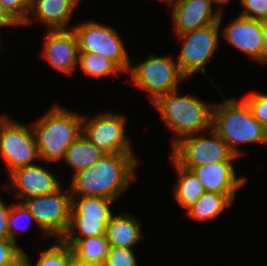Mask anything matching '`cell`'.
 <instances>
[{
    "label": "cell",
    "instance_id": "obj_1",
    "mask_svg": "<svg viewBox=\"0 0 267 266\" xmlns=\"http://www.w3.org/2000/svg\"><path fill=\"white\" fill-rule=\"evenodd\" d=\"M134 153L105 154L89 168L73 175L71 196H95L115 200L129 186L138 159Z\"/></svg>",
    "mask_w": 267,
    "mask_h": 266
},
{
    "label": "cell",
    "instance_id": "obj_2",
    "mask_svg": "<svg viewBox=\"0 0 267 266\" xmlns=\"http://www.w3.org/2000/svg\"><path fill=\"white\" fill-rule=\"evenodd\" d=\"M224 102L214 103L212 129L228 145L230 151L239 156V144L267 143V129L253 117L244 99L224 97Z\"/></svg>",
    "mask_w": 267,
    "mask_h": 266
},
{
    "label": "cell",
    "instance_id": "obj_3",
    "mask_svg": "<svg viewBox=\"0 0 267 266\" xmlns=\"http://www.w3.org/2000/svg\"><path fill=\"white\" fill-rule=\"evenodd\" d=\"M81 114L57 104L31 125L39 160L45 162L64 158L67 148L82 134Z\"/></svg>",
    "mask_w": 267,
    "mask_h": 266
},
{
    "label": "cell",
    "instance_id": "obj_4",
    "mask_svg": "<svg viewBox=\"0 0 267 266\" xmlns=\"http://www.w3.org/2000/svg\"><path fill=\"white\" fill-rule=\"evenodd\" d=\"M176 91L159 97L152 105L165 124L175 133L172 146L182 137L212 129L213 104L190 95L180 96ZM207 130V131H206Z\"/></svg>",
    "mask_w": 267,
    "mask_h": 266
},
{
    "label": "cell",
    "instance_id": "obj_5",
    "mask_svg": "<svg viewBox=\"0 0 267 266\" xmlns=\"http://www.w3.org/2000/svg\"><path fill=\"white\" fill-rule=\"evenodd\" d=\"M134 86L148 92L149 100L154 103L159 97L178 89V83L186 77L181 73L178 64L169 56L149 55L144 62L130 66Z\"/></svg>",
    "mask_w": 267,
    "mask_h": 266
},
{
    "label": "cell",
    "instance_id": "obj_6",
    "mask_svg": "<svg viewBox=\"0 0 267 266\" xmlns=\"http://www.w3.org/2000/svg\"><path fill=\"white\" fill-rule=\"evenodd\" d=\"M61 188L49 194L21 200L44 236H50L55 240H61L65 236L70 224L72 208L70 191L64 193Z\"/></svg>",
    "mask_w": 267,
    "mask_h": 266
},
{
    "label": "cell",
    "instance_id": "obj_7",
    "mask_svg": "<svg viewBox=\"0 0 267 266\" xmlns=\"http://www.w3.org/2000/svg\"><path fill=\"white\" fill-rule=\"evenodd\" d=\"M182 137L172 147L171 158L182 167H195L207 163L233 162L237 158L226 142L213 130Z\"/></svg>",
    "mask_w": 267,
    "mask_h": 266
},
{
    "label": "cell",
    "instance_id": "obj_8",
    "mask_svg": "<svg viewBox=\"0 0 267 266\" xmlns=\"http://www.w3.org/2000/svg\"><path fill=\"white\" fill-rule=\"evenodd\" d=\"M72 30L77 37L79 52L102 54L128 73L132 62L115 29L96 21H87L72 27Z\"/></svg>",
    "mask_w": 267,
    "mask_h": 266
},
{
    "label": "cell",
    "instance_id": "obj_9",
    "mask_svg": "<svg viewBox=\"0 0 267 266\" xmlns=\"http://www.w3.org/2000/svg\"><path fill=\"white\" fill-rule=\"evenodd\" d=\"M0 154L8 173L36 164L33 160L39 159V153L32 126L28 128L6 114L0 116Z\"/></svg>",
    "mask_w": 267,
    "mask_h": 266
},
{
    "label": "cell",
    "instance_id": "obj_10",
    "mask_svg": "<svg viewBox=\"0 0 267 266\" xmlns=\"http://www.w3.org/2000/svg\"><path fill=\"white\" fill-rule=\"evenodd\" d=\"M222 15L223 10L217 23L182 35H177L179 40L183 41V46L175 62L186 78L195 74L197 71L206 74L205 63L216 52L215 49L219 42V29L223 18Z\"/></svg>",
    "mask_w": 267,
    "mask_h": 266
},
{
    "label": "cell",
    "instance_id": "obj_11",
    "mask_svg": "<svg viewBox=\"0 0 267 266\" xmlns=\"http://www.w3.org/2000/svg\"><path fill=\"white\" fill-rule=\"evenodd\" d=\"M122 115L101 113L92 119L82 118V134L106 154L134 153L125 133V120ZM87 120V121H86Z\"/></svg>",
    "mask_w": 267,
    "mask_h": 266
},
{
    "label": "cell",
    "instance_id": "obj_12",
    "mask_svg": "<svg viewBox=\"0 0 267 266\" xmlns=\"http://www.w3.org/2000/svg\"><path fill=\"white\" fill-rule=\"evenodd\" d=\"M172 5V19L177 35L195 31L210 24L219 22L224 8L213 12V0H167Z\"/></svg>",
    "mask_w": 267,
    "mask_h": 266
},
{
    "label": "cell",
    "instance_id": "obj_13",
    "mask_svg": "<svg viewBox=\"0 0 267 266\" xmlns=\"http://www.w3.org/2000/svg\"><path fill=\"white\" fill-rule=\"evenodd\" d=\"M45 38L43 58L57 71L74 74L79 60V47L73 30H48Z\"/></svg>",
    "mask_w": 267,
    "mask_h": 266
},
{
    "label": "cell",
    "instance_id": "obj_14",
    "mask_svg": "<svg viewBox=\"0 0 267 266\" xmlns=\"http://www.w3.org/2000/svg\"><path fill=\"white\" fill-rule=\"evenodd\" d=\"M222 31L229 45L264 63L263 35L260 20L239 15L232 19Z\"/></svg>",
    "mask_w": 267,
    "mask_h": 266
},
{
    "label": "cell",
    "instance_id": "obj_15",
    "mask_svg": "<svg viewBox=\"0 0 267 266\" xmlns=\"http://www.w3.org/2000/svg\"><path fill=\"white\" fill-rule=\"evenodd\" d=\"M8 189H14L16 197L26 199L57 191L61 184L52 172L37 164L17 168L9 173Z\"/></svg>",
    "mask_w": 267,
    "mask_h": 266
},
{
    "label": "cell",
    "instance_id": "obj_16",
    "mask_svg": "<svg viewBox=\"0 0 267 266\" xmlns=\"http://www.w3.org/2000/svg\"><path fill=\"white\" fill-rule=\"evenodd\" d=\"M233 164V162H219L184 168L195 174L205 192L236 194L247 180L245 177H236Z\"/></svg>",
    "mask_w": 267,
    "mask_h": 266
},
{
    "label": "cell",
    "instance_id": "obj_17",
    "mask_svg": "<svg viewBox=\"0 0 267 266\" xmlns=\"http://www.w3.org/2000/svg\"><path fill=\"white\" fill-rule=\"evenodd\" d=\"M80 0H31L30 13L24 24H30L32 19H38L48 30H66L71 15ZM35 17V18H34Z\"/></svg>",
    "mask_w": 267,
    "mask_h": 266
},
{
    "label": "cell",
    "instance_id": "obj_18",
    "mask_svg": "<svg viewBox=\"0 0 267 266\" xmlns=\"http://www.w3.org/2000/svg\"><path fill=\"white\" fill-rule=\"evenodd\" d=\"M140 221L129 215H113L106 229L109 247L130 248L143 239Z\"/></svg>",
    "mask_w": 267,
    "mask_h": 266
},
{
    "label": "cell",
    "instance_id": "obj_19",
    "mask_svg": "<svg viewBox=\"0 0 267 266\" xmlns=\"http://www.w3.org/2000/svg\"><path fill=\"white\" fill-rule=\"evenodd\" d=\"M236 194H217L204 192L200 198L187 209V216L197 221H206L216 218L224 209L231 207Z\"/></svg>",
    "mask_w": 267,
    "mask_h": 266
},
{
    "label": "cell",
    "instance_id": "obj_20",
    "mask_svg": "<svg viewBox=\"0 0 267 266\" xmlns=\"http://www.w3.org/2000/svg\"><path fill=\"white\" fill-rule=\"evenodd\" d=\"M106 153L97 148L81 134L66 150L63 160L73 169L74 174L89 168Z\"/></svg>",
    "mask_w": 267,
    "mask_h": 266
},
{
    "label": "cell",
    "instance_id": "obj_21",
    "mask_svg": "<svg viewBox=\"0 0 267 266\" xmlns=\"http://www.w3.org/2000/svg\"><path fill=\"white\" fill-rule=\"evenodd\" d=\"M70 246L73 254L86 262L102 265L107 257L109 244L106 236L88 238H62Z\"/></svg>",
    "mask_w": 267,
    "mask_h": 266
},
{
    "label": "cell",
    "instance_id": "obj_22",
    "mask_svg": "<svg viewBox=\"0 0 267 266\" xmlns=\"http://www.w3.org/2000/svg\"><path fill=\"white\" fill-rule=\"evenodd\" d=\"M172 161L178 171V180L174 187L175 200L183 208L188 209L204 194L205 190L191 170L182 167L173 158Z\"/></svg>",
    "mask_w": 267,
    "mask_h": 266
},
{
    "label": "cell",
    "instance_id": "obj_23",
    "mask_svg": "<svg viewBox=\"0 0 267 266\" xmlns=\"http://www.w3.org/2000/svg\"><path fill=\"white\" fill-rule=\"evenodd\" d=\"M113 201L115 200L95 196H72L71 216H85L109 222L114 215L110 207Z\"/></svg>",
    "mask_w": 267,
    "mask_h": 266
},
{
    "label": "cell",
    "instance_id": "obj_24",
    "mask_svg": "<svg viewBox=\"0 0 267 266\" xmlns=\"http://www.w3.org/2000/svg\"><path fill=\"white\" fill-rule=\"evenodd\" d=\"M78 65L86 75L94 78L123 72L113 61L93 52H79Z\"/></svg>",
    "mask_w": 267,
    "mask_h": 266
},
{
    "label": "cell",
    "instance_id": "obj_25",
    "mask_svg": "<svg viewBox=\"0 0 267 266\" xmlns=\"http://www.w3.org/2000/svg\"><path fill=\"white\" fill-rule=\"evenodd\" d=\"M108 223L102 222L100 219L85 218V216H70V224L63 238L106 236ZM77 232L80 235H77Z\"/></svg>",
    "mask_w": 267,
    "mask_h": 266
},
{
    "label": "cell",
    "instance_id": "obj_26",
    "mask_svg": "<svg viewBox=\"0 0 267 266\" xmlns=\"http://www.w3.org/2000/svg\"><path fill=\"white\" fill-rule=\"evenodd\" d=\"M56 244L44 249L34 266H68L73 250L62 240H55ZM28 266H33L29 261L28 254L23 251Z\"/></svg>",
    "mask_w": 267,
    "mask_h": 266
},
{
    "label": "cell",
    "instance_id": "obj_27",
    "mask_svg": "<svg viewBox=\"0 0 267 266\" xmlns=\"http://www.w3.org/2000/svg\"><path fill=\"white\" fill-rule=\"evenodd\" d=\"M21 218L24 219V221L27 220V221H30L32 223H36L34 220V217L32 216L30 211L27 209V207L22 202H19V204H16V205L12 204L10 216H9V221H8V233H9V239L13 240L15 242H17L16 233L18 231L20 233L28 232L29 225L31 224L30 222H28V225H26V226L18 224L20 226L19 227L16 224L19 223L18 221L22 220ZM16 230H17V232H15Z\"/></svg>",
    "mask_w": 267,
    "mask_h": 266
},
{
    "label": "cell",
    "instance_id": "obj_28",
    "mask_svg": "<svg viewBox=\"0 0 267 266\" xmlns=\"http://www.w3.org/2000/svg\"><path fill=\"white\" fill-rule=\"evenodd\" d=\"M102 266H138V263L132 249L109 247Z\"/></svg>",
    "mask_w": 267,
    "mask_h": 266
},
{
    "label": "cell",
    "instance_id": "obj_29",
    "mask_svg": "<svg viewBox=\"0 0 267 266\" xmlns=\"http://www.w3.org/2000/svg\"><path fill=\"white\" fill-rule=\"evenodd\" d=\"M243 99L250 107L253 117L267 129V95L252 93Z\"/></svg>",
    "mask_w": 267,
    "mask_h": 266
},
{
    "label": "cell",
    "instance_id": "obj_30",
    "mask_svg": "<svg viewBox=\"0 0 267 266\" xmlns=\"http://www.w3.org/2000/svg\"><path fill=\"white\" fill-rule=\"evenodd\" d=\"M17 242L10 239H0V266H11L23 256V249Z\"/></svg>",
    "mask_w": 267,
    "mask_h": 266
},
{
    "label": "cell",
    "instance_id": "obj_31",
    "mask_svg": "<svg viewBox=\"0 0 267 266\" xmlns=\"http://www.w3.org/2000/svg\"><path fill=\"white\" fill-rule=\"evenodd\" d=\"M6 11L21 25L30 16L31 0H0Z\"/></svg>",
    "mask_w": 267,
    "mask_h": 266
},
{
    "label": "cell",
    "instance_id": "obj_32",
    "mask_svg": "<svg viewBox=\"0 0 267 266\" xmlns=\"http://www.w3.org/2000/svg\"><path fill=\"white\" fill-rule=\"evenodd\" d=\"M240 1L244 6V10L239 15L260 21L267 18V0Z\"/></svg>",
    "mask_w": 267,
    "mask_h": 266
},
{
    "label": "cell",
    "instance_id": "obj_33",
    "mask_svg": "<svg viewBox=\"0 0 267 266\" xmlns=\"http://www.w3.org/2000/svg\"><path fill=\"white\" fill-rule=\"evenodd\" d=\"M11 206L4 204L0 196V239H9L8 221L10 216Z\"/></svg>",
    "mask_w": 267,
    "mask_h": 266
},
{
    "label": "cell",
    "instance_id": "obj_34",
    "mask_svg": "<svg viewBox=\"0 0 267 266\" xmlns=\"http://www.w3.org/2000/svg\"><path fill=\"white\" fill-rule=\"evenodd\" d=\"M20 25L4 8L0 1V28L2 26Z\"/></svg>",
    "mask_w": 267,
    "mask_h": 266
},
{
    "label": "cell",
    "instance_id": "obj_35",
    "mask_svg": "<svg viewBox=\"0 0 267 266\" xmlns=\"http://www.w3.org/2000/svg\"><path fill=\"white\" fill-rule=\"evenodd\" d=\"M263 35L264 63L267 62V18L260 21Z\"/></svg>",
    "mask_w": 267,
    "mask_h": 266
},
{
    "label": "cell",
    "instance_id": "obj_36",
    "mask_svg": "<svg viewBox=\"0 0 267 266\" xmlns=\"http://www.w3.org/2000/svg\"><path fill=\"white\" fill-rule=\"evenodd\" d=\"M68 266H102V265L83 261L77 258L74 254H72Z\"/></svg>",
    "mask_w": 267,
    "mask_h": 266
},
{
    "label": "cell",
    "instance_id": "obj_37",
    "mask_svg": "<svg viewBox=\"0 0 267 266\" xmlns=\"http://www.w3.org/2000/svg\"><path fill=\"white\" fill-rule=\"evenodd\" d=\"M11 266H28V262L25 256L23 255L17 262H15Z\"/></svg>",
    "mask_w": 267,
    "mask_h": 266
},
{
    "label": "cell",
    "instance_id": "obj_38",
    "mask_svg": "<svg viewBox=\"0 0 267 266\" xmlns=\"http://www.w3.org/2000/svg\"><path fill=\"white\" fill-rule=\"evenodd\" d=\"M218 5H225L229 3L230 0H213Z\"/></svg>",
    "mask_w": 267,
    "mask_h": 266
}]
</instances>
